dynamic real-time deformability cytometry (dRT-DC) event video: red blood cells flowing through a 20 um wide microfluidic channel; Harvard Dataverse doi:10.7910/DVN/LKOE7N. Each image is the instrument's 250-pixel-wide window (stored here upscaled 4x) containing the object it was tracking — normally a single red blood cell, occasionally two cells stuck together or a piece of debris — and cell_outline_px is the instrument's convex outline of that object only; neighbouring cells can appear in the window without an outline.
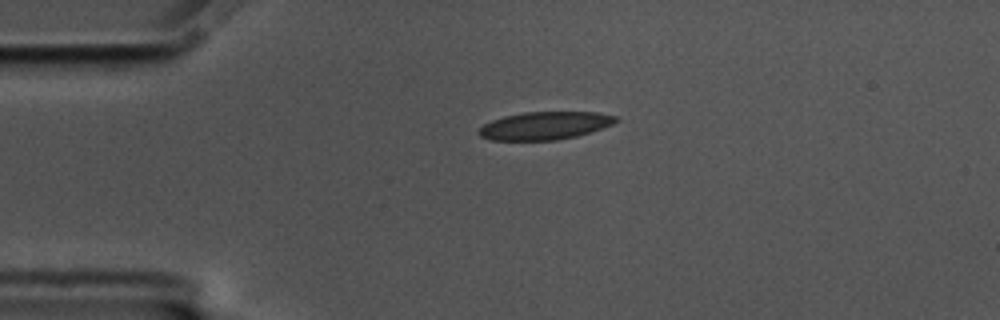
{"species": "common noctule bat (a hibernating species)", "species_latin": "Nyctalus noctula", "temperature_condition": "cold", "stored_images_in_passage": 45, "camera_frame_rate_fps": 3000, "um_per_image_px": 0.085, "animal": {"sex": "male", "body_mass_g": 17.5, "forearm_length_mm": 52.3}, "frame": {"image": 1, "passage_image": 1, "time_ms": 0.0, "image_size_px": [1000, 320], "cell_outline_px": [[620, 120], [612, 124], [576, 136], [556, 140], [492, 140], [480, 136], [476, 132], [484, 124], [492, 120], [504, 116], [524, 112], [596, 112], [616, 116]], "centroid_in_image_um": [46.28, 10.67], "position_along_channel_um": 38.7, "area_um2": 22.08}}
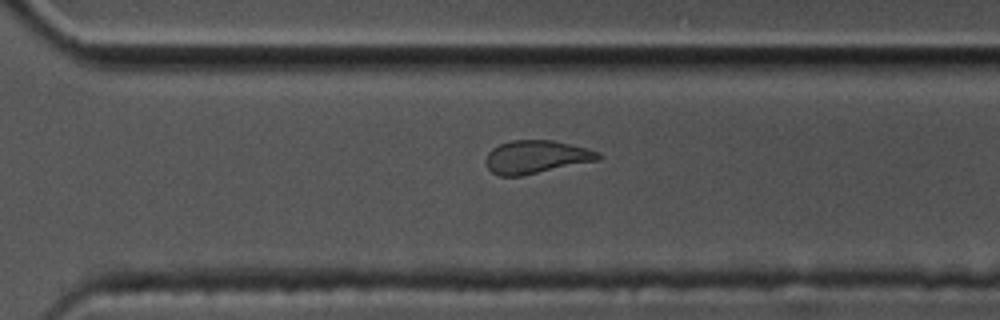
{"frame": {"image": 2, "passage_image": 28, "time_ms": 9.0, "image_size_px": [1000, 320], "cell_outline_px": [[604, 156], [600, 160], [520, 176], [500, 176], [492, 172], [488, 168], [484, 160], [488, 152], [492, 148], [500, 144], [512, 140], [552, 140], [600, 152]], "centroid_in_image_um": [45.57, 13.34], "position_along_channel_um": 325.0, "area_um2": 21.68}}
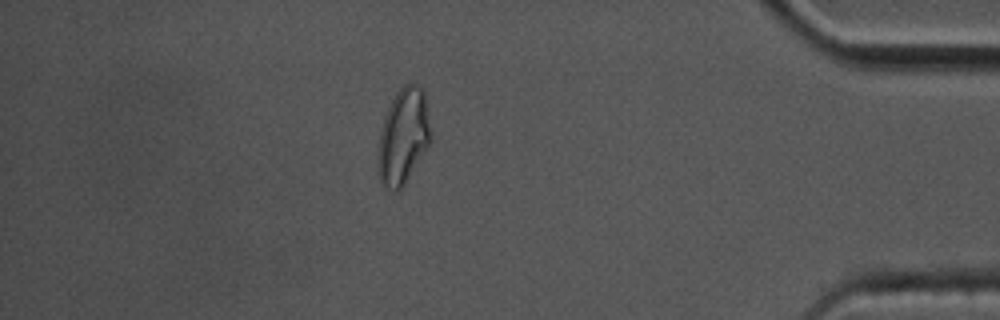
{"frame": {"image": 3, "passage_image": 38, "time_ms": 12.333, "image_size_px": [1000, 320], "cell_outline_px": [[432, 140], [428, 148], [404, 184], [396, 192], [380, 184], [376, 164], [376, 152], [380, 128], [384, 116], [396, 92], [404, 84], [416, 84], [424, 92], [432, 136]], "centroid_in_image_um": [34.25, 11.63], "position_along_channel_um": 401.0, "area_um2": 29.94}, "authors_computed_cell_mechanics": {"area_um2": 22.7154, "velocity_mm_per_s": 3.492, "shape_relaxation_time_tau1_ms": 6.9881, "shape_relaxation_time_tau2_ms": 2.2982, "deformation_change_tau1": 0.1518, "deformation_change_tau2": 0.0676}}